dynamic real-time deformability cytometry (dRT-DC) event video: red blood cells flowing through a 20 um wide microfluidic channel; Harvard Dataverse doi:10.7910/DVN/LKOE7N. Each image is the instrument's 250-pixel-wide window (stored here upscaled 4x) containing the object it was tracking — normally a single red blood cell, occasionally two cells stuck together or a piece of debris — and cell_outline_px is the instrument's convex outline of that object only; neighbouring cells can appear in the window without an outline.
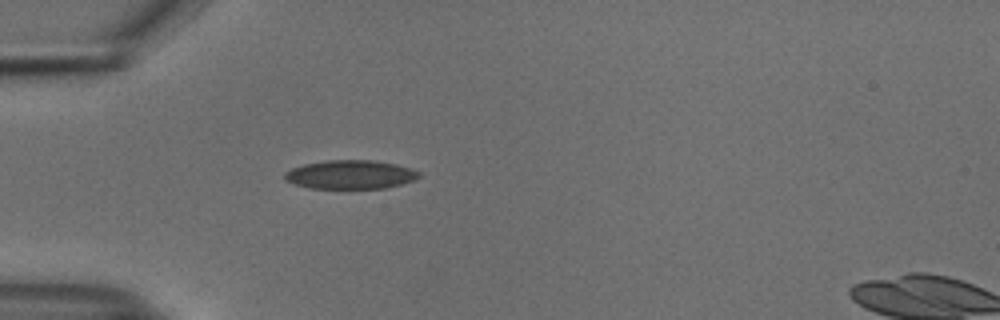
{"species": "common noctule bat (a hibernating species)", "species_latin": "Nyctalus noctula", "temperature_condition": "cold", "stored_images_in_passage": 25, "camera_frame_rate_fps": 3000, "um_per_image_px": 0.085, "animal": {"sex": "male", "body_mass_g": 18.8}, "frame": {"image": 1, "passage_image": 1, "time_ms": 0.0, "image_size_px": [1000, 320], "cell_outline_px": [[420, 176], [416, 180], [384, 188], [308, 188], [284, 180], [284, 172], [292, 168], [304, 164], [328, 160], [372, 160], [396, 164], [420, 172]], "centroid_in_image_um": [29.77, 14.84], "position_along_channel_um": 55.2, "area_um2": 22.43}}
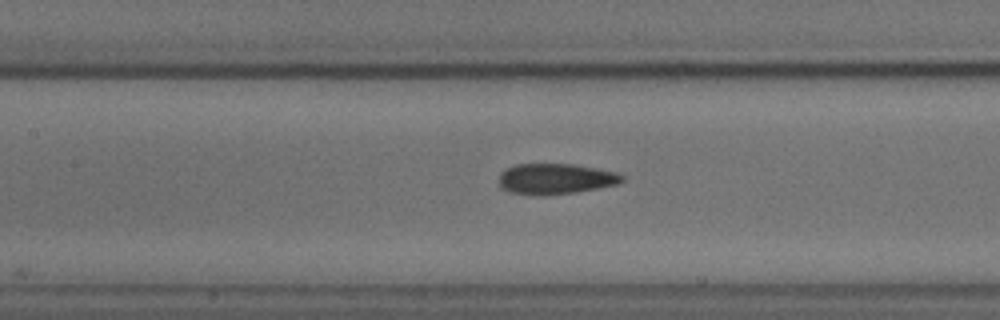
{"frame": {"image": 2, "passage_image": 10, "time_ms": 3.0, "image_size_px": [1000, 320], "cell_outline_px": [[624, 180], [620, 184], [576, 192], [544, 196], [540, 196], [512, 192], [504, 188], [500, 184], [500, 172], [516, 164], [572, 164], [596, 168], [616, 172], [624, 176]], "centroid_in_image_um": [47.27, 15.2], "position_along_channel_um": 160.1, "area_um2": 21.96}}
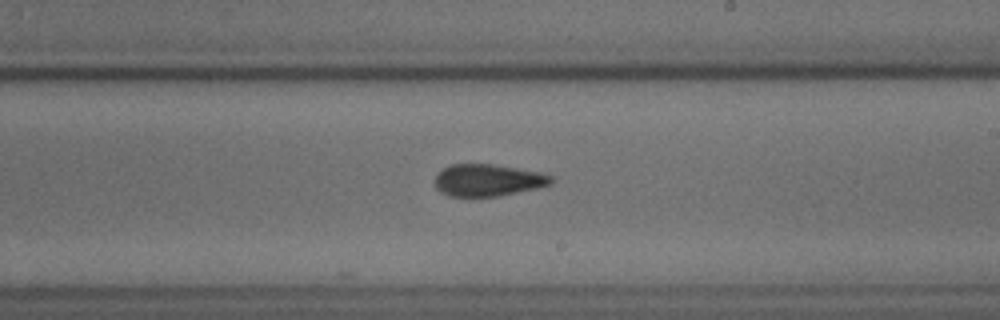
{"frame": {"image": 3, "passage_image": 17, "time_ms": 5.333, "image_size_px": [1000, 320], "cell_outline_px": [[552, 184], [536, 188], [496, 196], [448, 196], [440, 192], [436, 188], [436, 172], [452, 164], [492, 164], [544, 172], [552, 176]], "centroid_in_image_um": [41.47, 15.3], "position_along_channel_um": 247.5, "area_um2": 21.68}}